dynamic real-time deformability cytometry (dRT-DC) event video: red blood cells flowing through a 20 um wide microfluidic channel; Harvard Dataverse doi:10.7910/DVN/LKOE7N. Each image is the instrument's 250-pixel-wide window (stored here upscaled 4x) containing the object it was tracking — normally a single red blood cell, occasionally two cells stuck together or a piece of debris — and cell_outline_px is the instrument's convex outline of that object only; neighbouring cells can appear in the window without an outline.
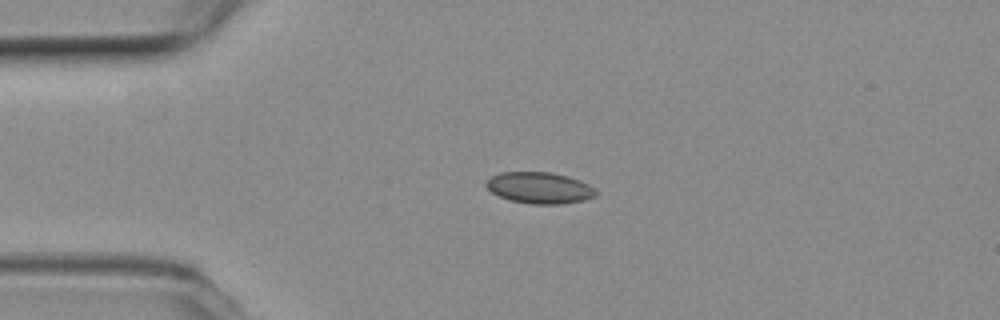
{"species": "common noctule bat (a hibernating species)", "species_latin": "Nyctalus noctula", "temperature_condition": "room temperature", "stored_images_in_passage": 42, "camera_frame_rate_fps": 3000, "um_per_image_px": 0.085, "animal": {"sex": "female", "body_mass_g": 19.3, "forearm_length_mm": 54.1}, "frame": {"image": 1, "passage_image": 1, "time_ms": 0.0, "image_size_px": [1000, 320], "cell_outline_px": [[596, 196], [584, 200], [560, 204], [532, 204], [512, 200], [500, 196], [492, 192], [484, 184], [492, 176], [500, 172], [552, 172], [580, 180], [596, 188]], "centroid_in_image_um": [45.88, 15.96], "position_along_channel_um": 39.1, "area_um2": 19.94}}
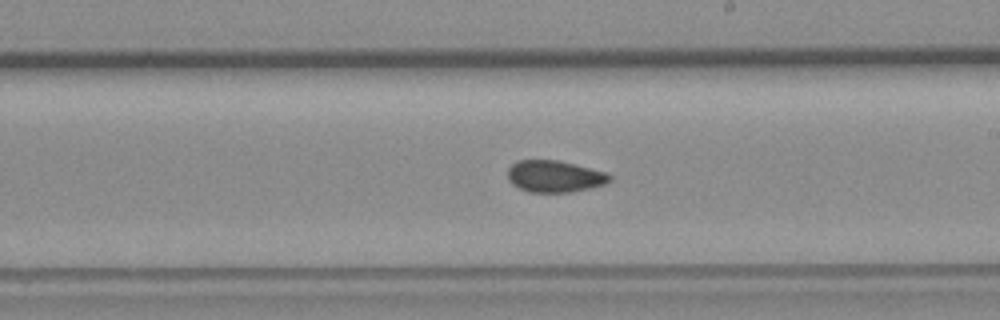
{"frame": {"image": 2, "passage_image": 19, "time_ms": 6.0, "image_size_px": [1000, 320], "cell_outline_px": [[612, 180], [604, 184], [588, 188], [568, 192], [528, 192], [512, 184], [508, 180], [508, 168], [516, 160], [560, 160], [608, 172], [612, 176]], "centroid_in_image_um": [47.15, 14.97], "position_along_channel_um": 241.9, "area_um2": 19.02}}
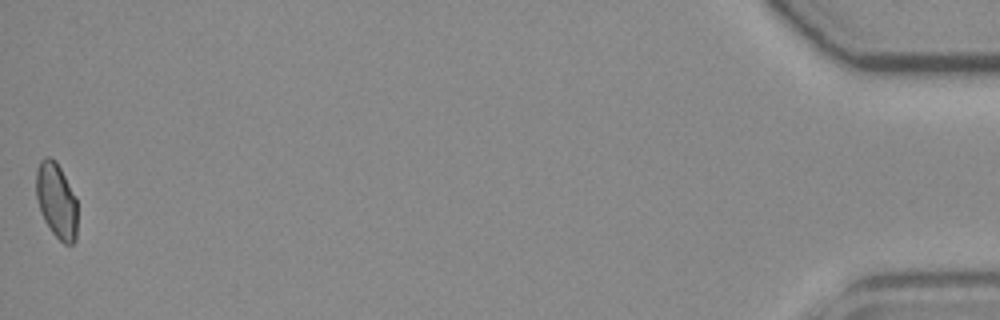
{"frame": {"image": 3, "passage_image": 42, "time_ms": 13.667, "image_size_px": [1000, 320], "cell_outline_px": [[76, 240], [72, 244], [64, 244], [52, 232], [44, 220], [40, 212], [36, 196], [36, 168], [40, 160], [44, 156], [48, 156], [56, 160], [76, 196]], "centroid_in_image_um": [4.78, 17.01], "position_along_channel_um": 430.4, "area_um2": 18.26}, "authors_computed_cell_mechanics": {"area_um2": 19.1029, "velocity_mm_per_s": 3.8343, "shape_relaxation_time_tau1_ms": null, "shape_relaxation_time_tau2_ms": 2.581, "deformation_change_tau1": null, "deformation_change_tau2": 0.0625}}